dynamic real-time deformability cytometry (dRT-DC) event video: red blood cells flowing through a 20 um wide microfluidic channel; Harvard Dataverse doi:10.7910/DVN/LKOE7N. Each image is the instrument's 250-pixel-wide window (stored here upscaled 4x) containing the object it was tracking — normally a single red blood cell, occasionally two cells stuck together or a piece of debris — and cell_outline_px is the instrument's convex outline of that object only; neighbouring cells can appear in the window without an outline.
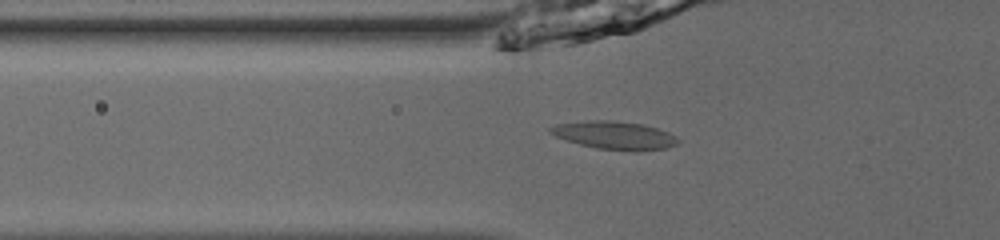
{"species": "common noctule bat (a hibernating species)", "species_latin": "Nyctalus noctula", "temperature_condition": "room temperature", "stored_images_in_passage": 38, "camera_frame_rate_fps": 3000, "um_per_image_px": 0.085, "animal": {"sex": "male", "body_mass_g": 13.0, "forearm_length_mm": 53.1}, "frame": {"image": 1, "passage_image": 4, "time_ms": 1.0, "image_size_px": [1000, 240], "cell_outline_px": [[680, 140], [676, 144], [664, 148], [636, 152], [596, 148], [580, 144], [556, 136], [548, 132], [548, 128], [556, 124], [588, 120], [612, 120], [644, 124], [668, 132], [676, 136]], "centroid_in_image_um": [52.24, 11.5], "position_along_channel_um": 73.6, "area_um2": 20.92}}
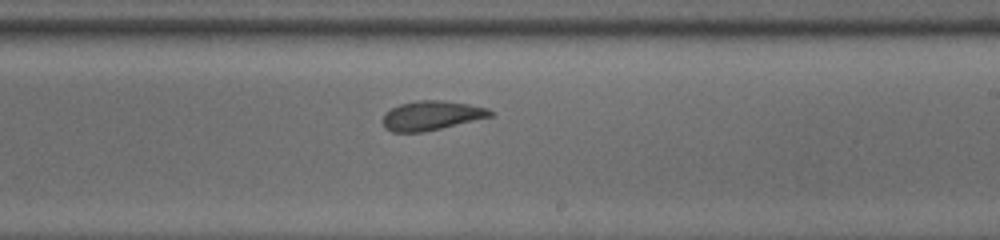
{"frame": {"image": 2, "passage_image": 18, "time_ms": 5.667, "image_size_px": [1000, 240], "cell_outline_px": [[492, 116], [440, 128], [420, 132], [392, 132], [384, 128], [384, 112], [400, 104], [416, 100], [444, 100], [468, 104], [488, 108], [492, 112]], "centroid_in_image_um": [36.65, 9.81], "position_along_channel_um": 252.4, "area_um2": 18.15}}
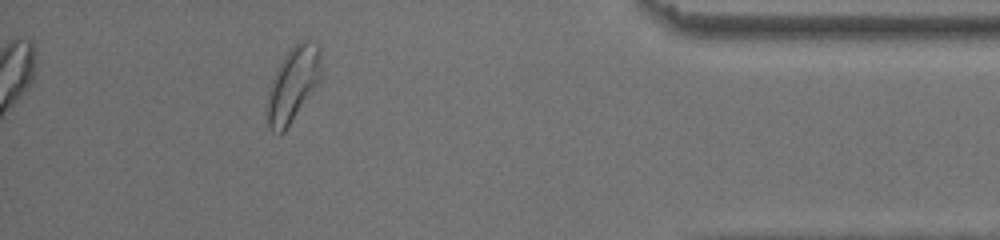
{"frame": {"image": 3, "passage_image": 33, "time_ms": 10.667, "image_size_px": [1000, 240], "cell_outline_px": [[320, 80], [284, 132], [280, 136], [276, 136], [268, 128], [268, 100], [280, 64], [284, 56], [300, 40], [304, 40], [316, 44], [320, 48]], "centroid_in_image_um": [24.93, 7.21], "position_along_channel_um": 410.3, "area_um2": 22.48}}